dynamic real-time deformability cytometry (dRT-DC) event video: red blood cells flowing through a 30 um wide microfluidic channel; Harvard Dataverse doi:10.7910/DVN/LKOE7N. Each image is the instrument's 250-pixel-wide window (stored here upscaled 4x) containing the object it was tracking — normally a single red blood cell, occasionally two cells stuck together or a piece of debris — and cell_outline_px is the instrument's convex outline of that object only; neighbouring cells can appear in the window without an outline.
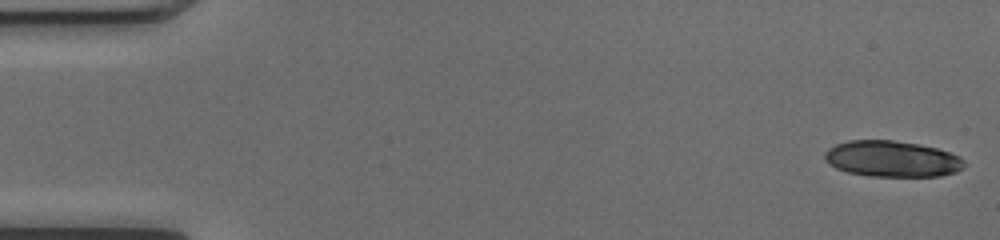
{"species": "common noctule bat (a hibernating species)", "species_latin": "Nyctalus noctula", "temperature_condition": "cold", "stored_images_in_passage": 52, "segment_of_instrument_passage": [1, 2], "camera_frame_rate_fps": 3000, "um_per_image_px": 0.085, "animal": {"sex": "female", "body_mass_g": 17.0, "forearm_length_mm": 48.0}, "frame": {"image": 1, "passage_image": 1, "time_ms": 0.0, "image_size_px": [1000, 240], "cell_outline_px": [[968, 164], [964, 168], [956, 172], [940, 176], [868, 176], [848, 172], [836, 168], [828, 164], [824, 160], [824, 152], [828, 148], [836, 144], [848, 140], [892, 140], [916, 144], [936, 148], [960, 156]], "centroid_in_image_um": [75.82, 13.51], "position_along_channel_um": 9.2, "area_um2": 29.54}}